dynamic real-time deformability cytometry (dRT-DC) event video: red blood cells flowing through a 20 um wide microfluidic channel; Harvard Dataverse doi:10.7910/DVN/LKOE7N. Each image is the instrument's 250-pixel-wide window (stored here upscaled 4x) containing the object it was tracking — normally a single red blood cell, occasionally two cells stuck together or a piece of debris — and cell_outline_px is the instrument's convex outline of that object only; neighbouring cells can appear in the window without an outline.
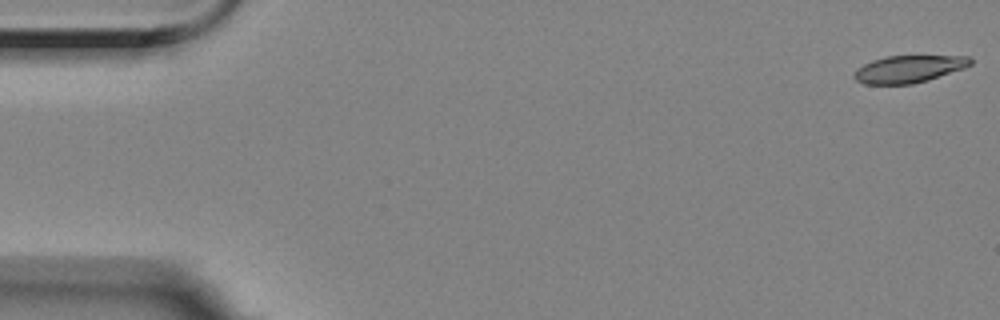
{"species": "Egyptian fruit bat (a non-hibernating species)", "species_latin": "Rousettus aegyptiacus", "temperature_condition": "room temperature", "stored_images_in_passage": 57, "camera_frame_rate_fps": 3000, "um_per_image_px": 0.085, "animal": {"sex": "female"}, "frame": {"image": 1, "passage_image": 1, "time_ms": 0.0, "image_size_px": [1000, 320], "cell_outline_px": [[972, 64], [964, 68], [928, 80], [912, 84], [864, 84], [856, 80], [852, 76], [856, 68], [872, 60], [888, 56], [968, 56], [972, 60]], "centroid_in_image_um": [77.22, 5.87], "position_along_channel_um": 7.8, "area_um2": 18.44}}
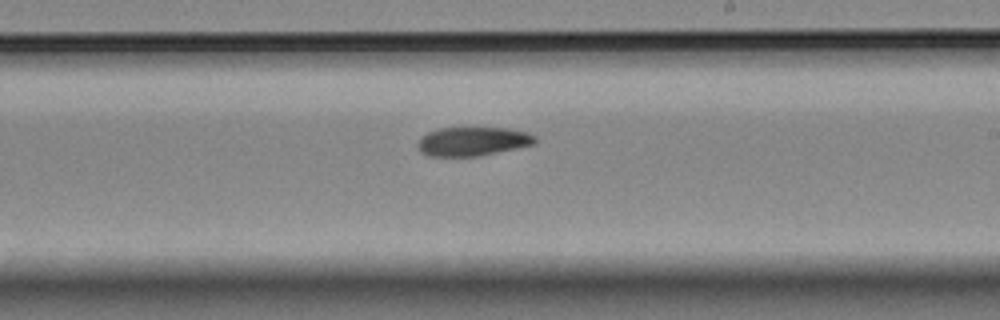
{"frame": {"image": 2, "passage_image": 33, "time_ms": 10.667, "image_size_px": [1000, 320], "cell_outline_px": [[536, 144], [480, 156], [428, 156], [420, 152], [416, 148], [416, 144], [420, 136], [436, 128], [504, 128], [528, 132], [536, 136]], "centroid_in_image_um": [40.14, 12.02], "position_along_channel_um": 248.9, "area_um2": 20.06}}
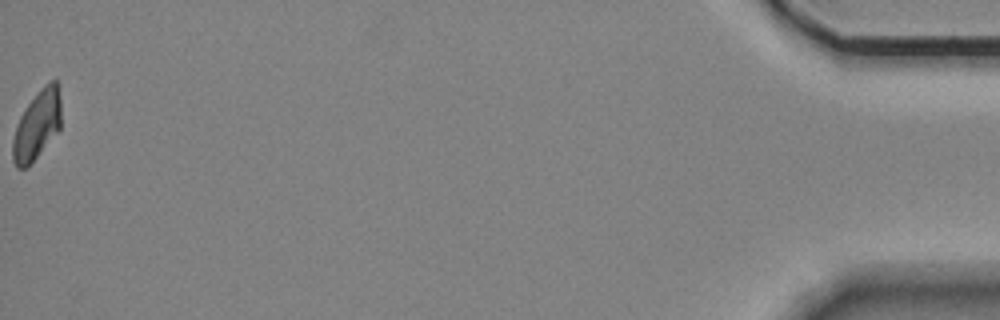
{"frame": {"image": 3, "passage_image": 57, "time_ms": 18.667, "image_size_px": [1000, 320], "cell_outline_px": [[60, 128], [36, 156], [24, 168], [16, 168], [12, 160], [12, 140], [20, 116], [24, 108], [40, 88], [44, 84], [52, 80], [56, 80], [60, 84]], "centroid_in_image_um": [3.14, 10.56], "position_along_channel_um": 432.1, "area_um2": 19.25}, "authors_computed_cell_mechanics": {"area_um2": 20.2878, "velocity_mm_per_s": 3.5091, "shape_relaxation_time_tau1_ms": 4.9497, "shape_relaxation_time_tau2_ms": null, "deformation_change_tau1": 0.1555, "deformation_change_tau2": null}}